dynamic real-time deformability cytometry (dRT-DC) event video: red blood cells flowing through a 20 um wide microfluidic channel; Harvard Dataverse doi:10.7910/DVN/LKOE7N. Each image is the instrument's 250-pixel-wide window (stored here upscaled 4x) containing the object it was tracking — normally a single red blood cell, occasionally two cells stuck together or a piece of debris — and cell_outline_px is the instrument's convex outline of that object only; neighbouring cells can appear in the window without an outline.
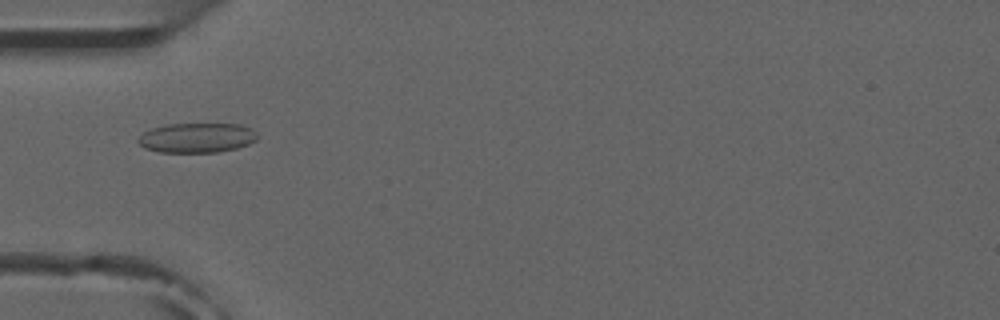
{"species": "common noctule bat (a hibernating species)", "species_latin": "Nyctalus noctula", "temperature_condition": "room temperature", "stored_images_in_passage": 8, "camera_frame_rate_fps": 3000, "um_per_image_px": 0.085, "animal": {"sex": "male", "forearm_length_mm": 52.5}, "frame": {"image": 1, "passage_image": 5, "time_ms": 4.667, "image_size_px": [1000, 320], "cell_outline_px": [[260, 136], [256, 140], [248, 144], [236, 148], [216, 152], [160, 152], [144, 148], [136, 140], [144, 132], [152, 128], [168, 124], [240, 124], [252, 128]], "centroid_in_image_um": [16.76, 11.71], "position_along_channel_um": 68.2, "area_um2": 20.69}}
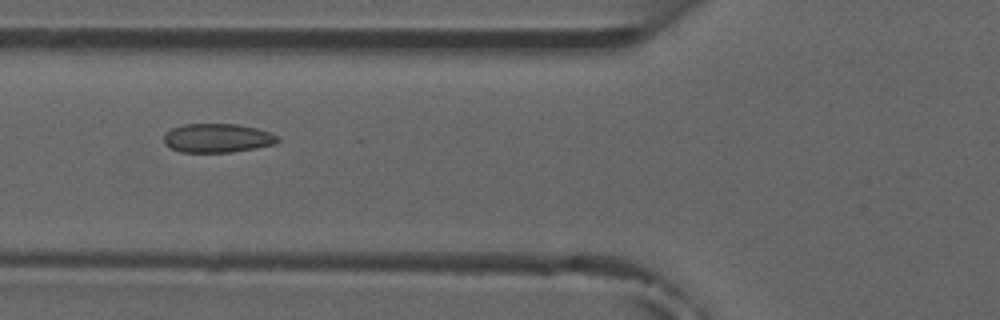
{"frame": {"image": 2, "passage_image": 6, "time_ms": 5.667, "image_size_px": [1000, 320], "cell_outline_px": [[280, 140], [276, 144], [256, 148], [232, 152], [180, 152], [164, 144], [164, 136], [172, 128], [184, 124], [236, 124], [256, 128], [268, 132], [276, 136]], "centroid_in_image_um": [18.48, 11.74], "position_along_channel_um": 107.3, "area_um2": 19.07}}
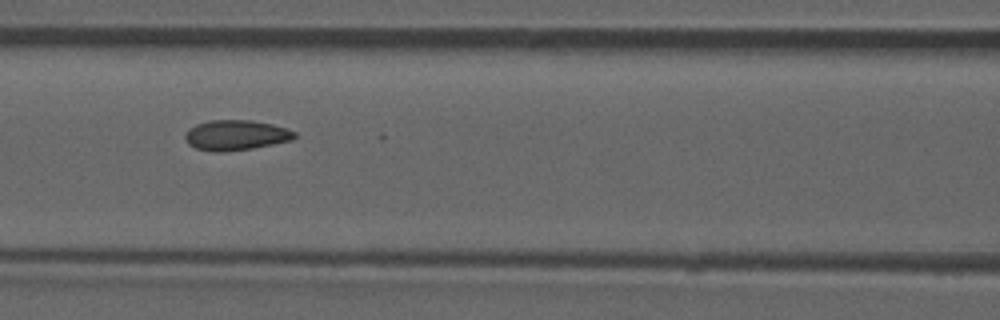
{"frame": {"image": 3, "passage_image": 7, "time_ms": 6.667, "image_size_px": [1000, 320], "cell_outline_px": [[296, 136], [292, 140], [252, 148], [224, 152], [212, 152], [196, 148], [188, 144], [184, 136], [196, 124], [208, 120], [252, 120], [272, 124], [296, 132]], "centroid_in_image_um": [20.04, 11.49], "position_along_channel_um": 146.6, "area_um2": 19.13}}